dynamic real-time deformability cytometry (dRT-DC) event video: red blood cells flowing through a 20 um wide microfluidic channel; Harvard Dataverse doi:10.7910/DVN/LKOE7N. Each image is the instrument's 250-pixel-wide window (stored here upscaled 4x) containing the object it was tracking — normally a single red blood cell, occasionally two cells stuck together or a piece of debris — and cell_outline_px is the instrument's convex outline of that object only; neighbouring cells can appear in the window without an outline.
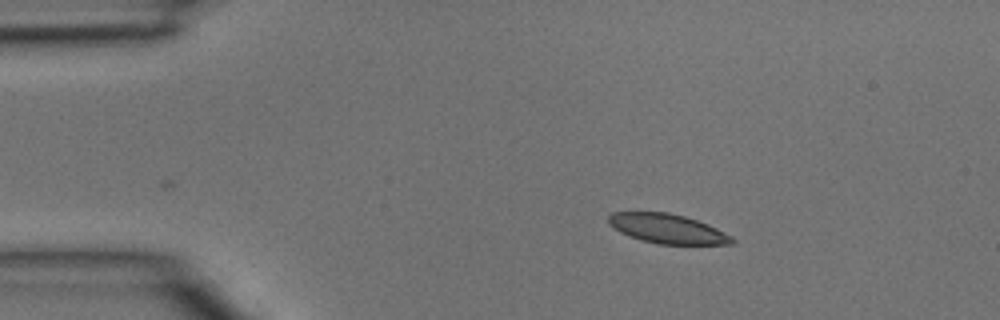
{"species": "common noctule bat (a hibernating species)", "species_latin": "Nyctalus noctula", "temperature_condition": "room temperature", "stored_images_in_passage": 2, "camera_frame_rate_fps": 3000, "um_per_image_px": 0.085, "animal": {"sex": "male", "body_mass_g": 15.6}, "frame": {"image": 1, "passage_image": 2, "time_ms": 0.333, "image_size_px": [1000, 320], "cell_outline_px": [[736, 240], [732, 244], [656, 244], [620, 232], [608, 224], [608, 216], [612, 212], [668, 212], [684, 216], [708, 224], [732, 236]], "centroid_in_image_um": [56.74, 19.43], "position_along_channel_um": 28.3, "area_um2": 21.04}}